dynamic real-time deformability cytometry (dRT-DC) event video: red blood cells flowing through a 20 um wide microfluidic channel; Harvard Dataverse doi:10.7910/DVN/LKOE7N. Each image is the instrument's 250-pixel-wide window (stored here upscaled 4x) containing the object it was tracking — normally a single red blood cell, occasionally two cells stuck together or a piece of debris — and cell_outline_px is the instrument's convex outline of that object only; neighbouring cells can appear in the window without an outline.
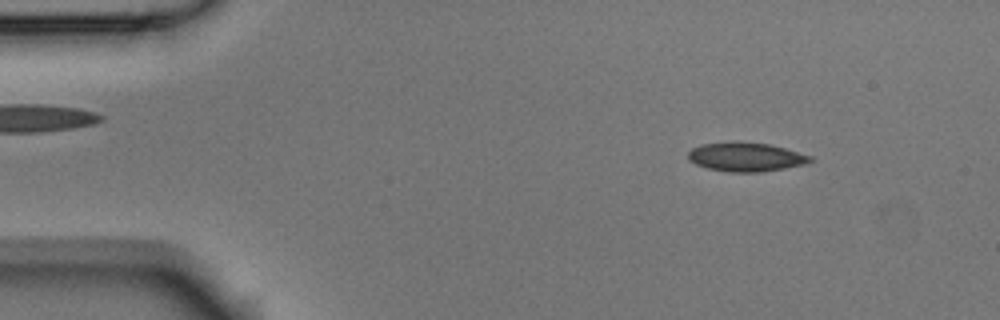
{"species": "Egyptian fruit bat (a non-hibernating species)", "species_latin": "Rousettus aegyptiacus", "temperature_condition": "room temperature", "stored_images_in_passage": 7, "camera_frame_rate_fps": 3000, "um_per_image_px": 0.085, "animal": {"sex": "male"}, "frame": {"image": 1, "passage_image": 2, "time_ms": 0.333, "image_size_px": [1000, 320], "cell_outline_px": [[816, 160], [804, 164], [784, 168], [760, 172], [728, 172], [708, 168], [696, 164], [688, 160], [688, 152], [692, 148], [700, 144], [732, 140], [740, 140], [768, 144], [784, 148], [812, 156]], "centroid_in_image_um": [63.37, 13.32], "position_along_channel_um": 21.6, "area_um2": 20.98}}
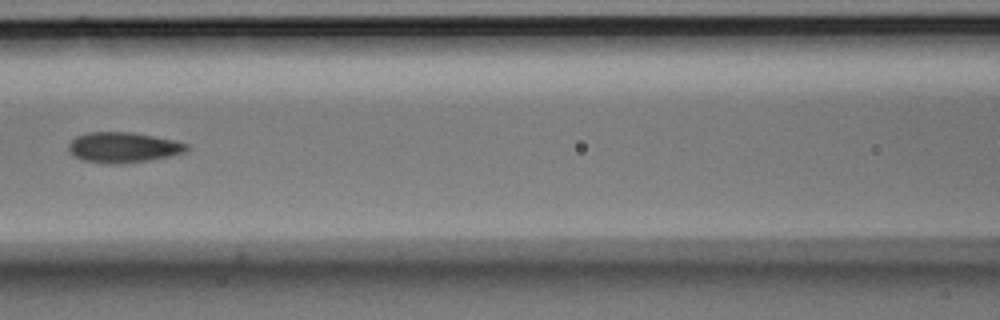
{"frame": {"image": 2, "passage_image": 6, "time_ms": 1.667, "image_size_px": [1000, 320], "cell_outline_px": [[188, 148], [184, 152], [172, 156], [148, 160], [116, 164], [84, 160], [72, 156], [68, 148], [68, 144], [76, 136], [88, 132], [132, 132], [176, 140], [188, 144]], "centroid_in_image_um": [10.48, 12.52], "position_along_channel_um": 156.1, "area_um2": 20.87}}
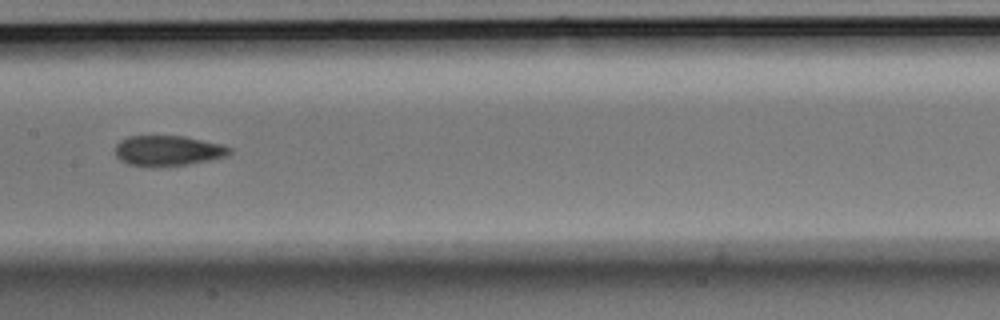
{"frame": {"image": 3, "passage_image": 7, "time_ms": 2.0, "image_size_px": [1000, 320], "cell_outline_px": [[232, 152], [228, 156], [188, 164], [156, 168], [128, 164], [120, 160], [116, 156], [116, 144], [120, 140], [128, 136], [184, 136], [224, 144], [232, 148]], "centroid_in_image_um": [14.29, 12.82], "position_along_channel_um": 193.1, "area_um2": 20.58}}